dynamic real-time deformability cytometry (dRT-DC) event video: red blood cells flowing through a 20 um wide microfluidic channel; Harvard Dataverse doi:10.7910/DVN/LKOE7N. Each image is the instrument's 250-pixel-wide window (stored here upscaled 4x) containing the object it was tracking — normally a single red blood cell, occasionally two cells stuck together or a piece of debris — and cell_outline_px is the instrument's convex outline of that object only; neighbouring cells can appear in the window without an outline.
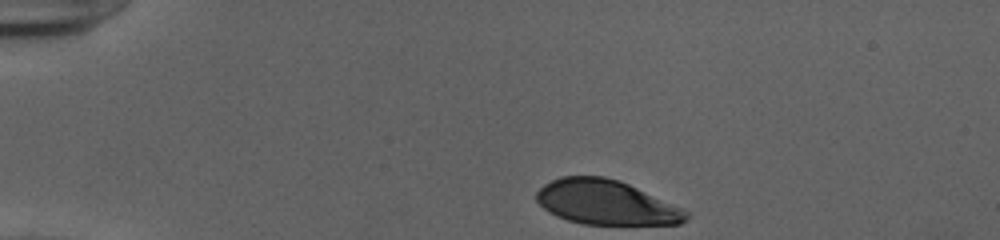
{"species": "human", "species_latin": "Homo sapiens", "temperature_condition": "cold", "stored_images_in_passage": 35, "camera_frame_rate_fps": 3000, "um_per_image_px": 0.085, "donor": {"sex": "female"}, "frame": {"image": 1, "passage_image": 1, "time_ms": 0.0, "image_size_px": [1000, 240], "cell_outline_px": [[688, 220], [680, 224], [580, 224], [556, 216], [548, 212], [536, 200], [536, 192], [544, 184], [560, 176], [604, 176], [620, 180], [680, 208], [688, 212]], "centroid_in_image_um": [51.47, 17.2], "position_along_channel_um": 33.5, "area_um2": 38.61}}
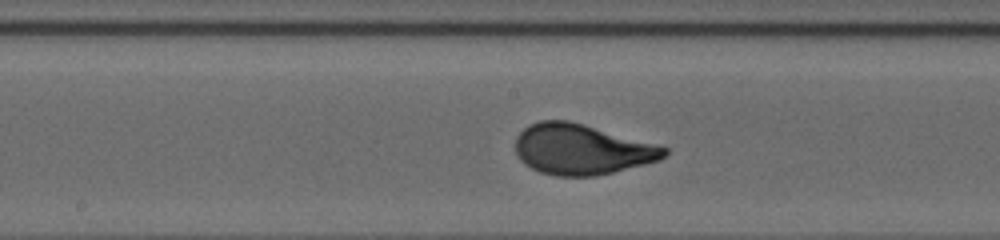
{"frame": {"image": 2, "passage_image": 19, "time_ms": 6.0, "image_size_px": [1000, 240], "cell_outline_px": [[668, 152], [660, 160], [596, 176], [556, 176], [540, 172], [524, 164], [520, 160], [516, 152], [516, 136], [528, 124], [540, 120], [568, 120], [584, 124], [668, 148]], "centroid_in_image_um": [49.39, 12.69], "position_along_channel_um": 198.8, "area_um2": 43.52}}
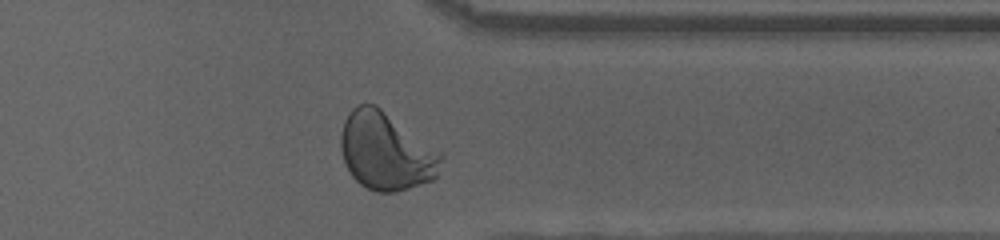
{"frame": {"image": 3, "passage_image": 33, "time_ms": 10.667, "image_size_px": [1000, 240], "cell_outline_px": [[444, 156], [436, 176], [432, 180], [396, 192], [376, 192], [360, 184], [352, 176], [344, 160], [340, 148], [340, 136], [344, 120], [348, 112], [356, 104], [376, 104], [444, 152]], "centroid_in_image_um": [32.83, 12.83], "position_along_channel_um": 378.6, "area_um2": 45.95}, "authors_computed_cell_mechanics": {"area_um2": 42.9454, "velocity_mm_per_s": 3.9063, "shape_relaxation_time_tau1_ms": 3.372, "shape_relaxation_time_tau2_ms": 3.5357, "deformation_change_tau1": 0.1979, "deformation_change_tau2": null}}